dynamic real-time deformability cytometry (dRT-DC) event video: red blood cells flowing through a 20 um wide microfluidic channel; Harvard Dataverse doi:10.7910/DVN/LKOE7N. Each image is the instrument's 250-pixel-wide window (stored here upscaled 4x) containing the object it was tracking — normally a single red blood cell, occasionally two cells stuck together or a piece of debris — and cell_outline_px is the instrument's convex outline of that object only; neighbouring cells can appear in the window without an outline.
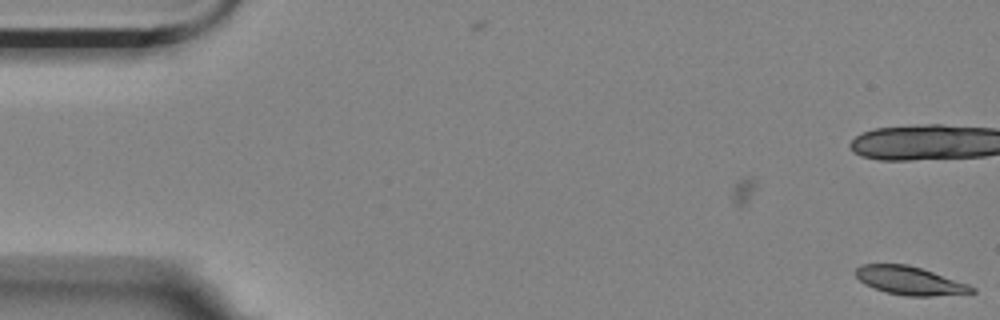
{"species": "Egyptian fruit bat (a non-hibernating species)", "species_latin": "Rousettus aegyptiacus", "temperature_condition": "room temperature", "stored_images_in_passage": 3, "camera_frame_rate_fps": 3000, "um_per_image_px": 0.085, "animal": {"sex": "female"}, "frame": {"image": 1, "passage_image": 3, "time_ms": 0.667, "image_size_px": [1000, 320], "cell_outline_px": [[976, 292], [932, 296], [904, 296], [884, 292], [864, 284], [856, 276], [856, 268], [860, 264], [908, 264], [968, 284], [976, 288]], "centroid_in_image_um": [77.3, 23.86], "position_along_channel_um": 7.7, "area_um2": 19.07}}